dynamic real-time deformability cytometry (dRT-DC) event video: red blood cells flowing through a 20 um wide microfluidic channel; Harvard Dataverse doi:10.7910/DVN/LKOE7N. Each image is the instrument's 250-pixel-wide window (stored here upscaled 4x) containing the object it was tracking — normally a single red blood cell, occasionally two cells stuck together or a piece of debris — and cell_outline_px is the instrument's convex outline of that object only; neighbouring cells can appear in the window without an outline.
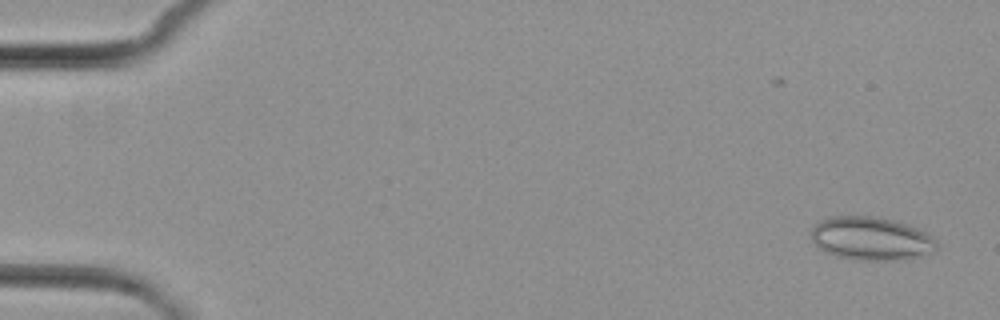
{"species": "common noctule bat (a hibernating species)", "species_latin": "Nyctalus noctula", "temperature_condition": "cold", "stored_images_in_passage": 8, "camera_frame_rate_fps": 3000, "um_per_image_px": 0.085, "animal": {"sex": "female", "body_mass_g": 29.2, "forearm_length_mm": 56.3}, "frame": {"image": 1, "passage_image": 1, "time_ms": 0.0, "image_size_px": [1000, 320], "cell_outline_px": [[936, 248], [932, 252], [920, 256], [896, 260], [852, 260], [836, 256], [824, 252], [812, 240], [812, 228], [820, 220], [832, 216], [868, 216], [892, 220], [916, 228], [932, 236], [936, 240]], "centroid_in_image_um": [74.01, 20.29], "position_along_channel_um": 11.0, "area_um2": 31.44}}
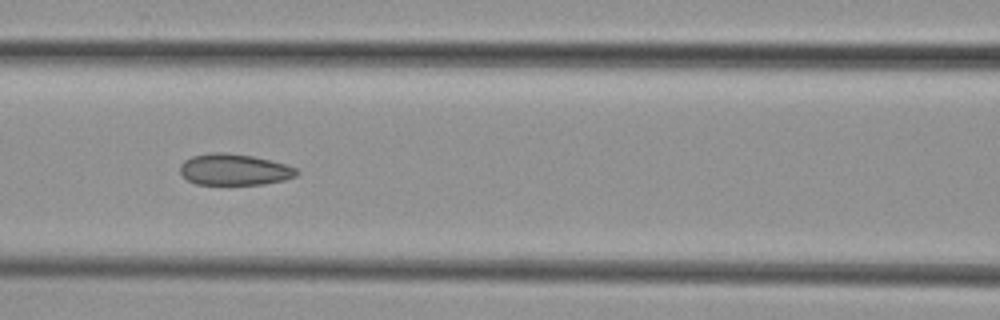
{"frame": {"image": 2, "passage_image": 6, "time_ms": 7.333, "image_size_px": [1000, 320], "cell_outline_px": [[300, 172], [296, 176], [284, 180], [264, 184], [196, 184], [188, 180], [180, 172], [180, 164], [184, 160], [192, 156], [208, 152], [224, 152], [252, 156], [284, 164], [296, 168]], "centroid_in_image_um": [19.89, 14.41], "position_along_channel_um": 146.7, "area_um2": 21.21}}
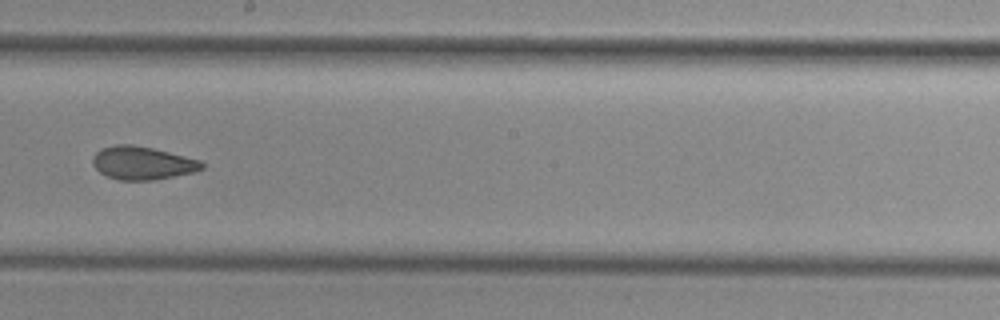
{"frame": {"image": 3, "passage_image": 8, "time_ms": 9.667, "image_size_px": [1000, 320], "cell_outline_px": [[204, 168], [196, 172], [156, 180], [120, 180], [108, 176], [100, 172], [92, 164], [92, 156], [100, 148], [116, 144], [132, 144], [152, 148], [200, 160], [204, 164]], "centroid_in_image_um": [12.1, 13.86], "position_along_channel_um": 236.1, "area_um2": 21.21}}